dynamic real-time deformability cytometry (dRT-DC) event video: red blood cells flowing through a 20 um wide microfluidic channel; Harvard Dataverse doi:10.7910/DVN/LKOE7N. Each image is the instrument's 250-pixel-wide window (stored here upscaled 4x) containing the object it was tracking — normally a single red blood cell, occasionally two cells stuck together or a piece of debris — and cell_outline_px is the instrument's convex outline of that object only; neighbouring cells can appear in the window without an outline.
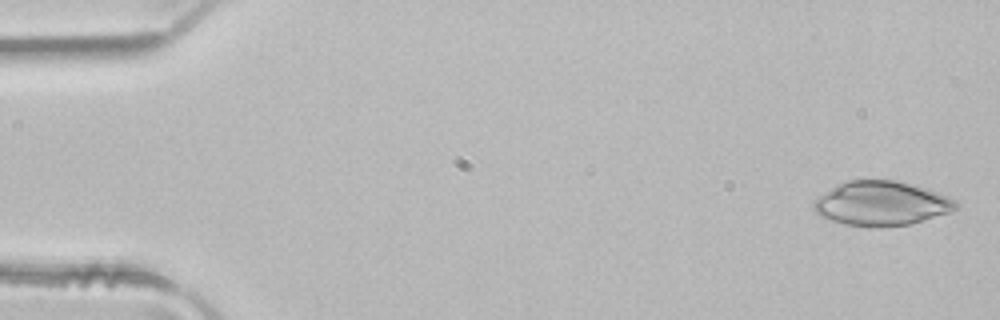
{"species": "common noctule bat (a hibernating species)", "species_latin": "Nyctalus noctula", "temperature_condition": "room temperature", "stored_images_in_passage": 4, "camera_frame_rate_fps": 3000, "um_per_image_px": 0.085, "animal": {"sex": "male", "body_mass_g": 21.5, "forearm_length_mm": 52.0}, "frame": {"image": 1, "passage_image": 1, "time_ms": 0.0, "image_size_px": [1000, 320], "cell_outline_px": [[960, 208], [912, 224], [884, 228], [876, 228], [844, 224], [820, 216], [812, 208], [812, 204], [824, 192], [836, 184], [848, 180], [896, 180], [924, 188], [936, 192], [956, 200], [960, 204]], "centroid_in_image_um": [74.91, 17.31], "position_along_channel_um": 10.1, "area_um2": 36.93}}